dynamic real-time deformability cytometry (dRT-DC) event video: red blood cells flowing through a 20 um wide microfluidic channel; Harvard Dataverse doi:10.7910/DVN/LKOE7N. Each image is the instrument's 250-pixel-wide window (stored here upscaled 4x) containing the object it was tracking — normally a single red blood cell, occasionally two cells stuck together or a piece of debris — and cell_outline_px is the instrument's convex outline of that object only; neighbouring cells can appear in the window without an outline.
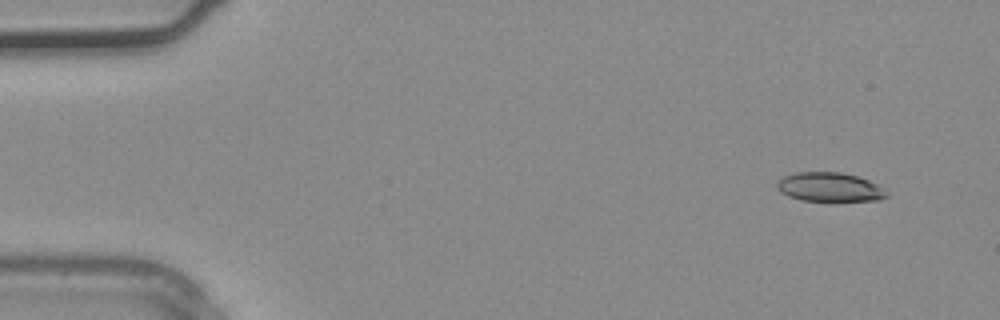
{"species": "common noctule bat (a hibernating species)", "species_latin": "Nyctalus noctula", "temperature_condition": "warm", "stored_images_in_passage": 34, "camera_frame_rate_fps": 3000, "um_per_image_px": 0.085, "animal": {"sex": "male", "body_mass_g": 20.4}, "frame": {"image": 1, "passage_image": 1, "time_ms": 0.0, "image_size_px": [1000, 320], "cell_outline_px": [[888, 196], [880, 200], [800, 200], [788, 196], [780, 192], [776, 188], [776, 180], [784, 176], [796, 172], [840, 172], [856, 176], [868, 180], [876, 184], [888, 192]], "centroid_in_image_um": [70.47, 15.89], "position_along_channel_um": 14.5, "area_um2": 18.5}}
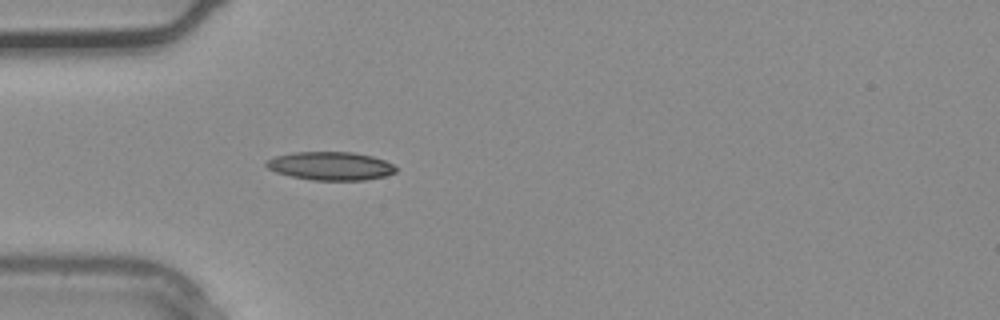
{"frame": {"image": 2, "passage_image": 9, "time_ms": 2.667, "image_size_px": [1000, 320], "cell_outline_px": [[400, 168], [396, 172], [384, 176], [364, 180], [312, 180], [292, 176], [276, 172], [268, 168], [264, 164], [268, 160], [276, 156], [292, 152], [352, 152], [372, 156], [384, 160]], "centroid_in_image_um": [28.12, 14.1], "position_along_channel_um": 56.9, "area_um2": 21.39}}
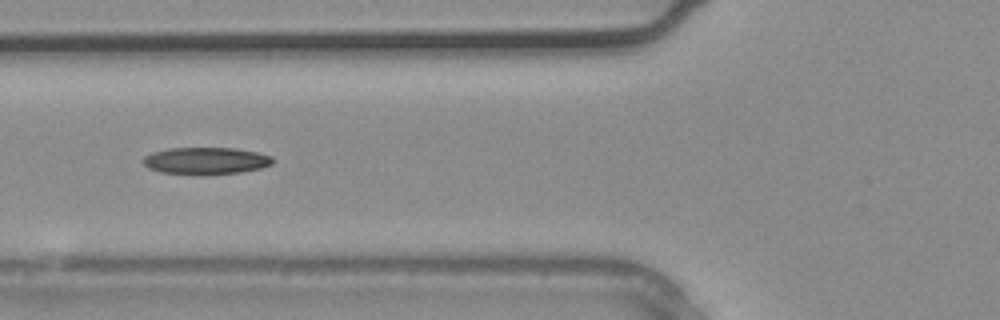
{"frame": {"image": 3, "passage_image": 12, "time_ms": 3.667, "image_size_px": [1000, 320], "cell_outline_px": [[272, 164], [260, 168], [240, 172], [204, 176], [160, 172], [148, 168], [140, 160], [144, 156], [152, 152], [168, 148], [236, 148], [256, 152], [272, 156]], "centroid_in_image_um": [17.45, 13.68], "position_along_channel_um": 108.4, "area_um2": 20.75}}